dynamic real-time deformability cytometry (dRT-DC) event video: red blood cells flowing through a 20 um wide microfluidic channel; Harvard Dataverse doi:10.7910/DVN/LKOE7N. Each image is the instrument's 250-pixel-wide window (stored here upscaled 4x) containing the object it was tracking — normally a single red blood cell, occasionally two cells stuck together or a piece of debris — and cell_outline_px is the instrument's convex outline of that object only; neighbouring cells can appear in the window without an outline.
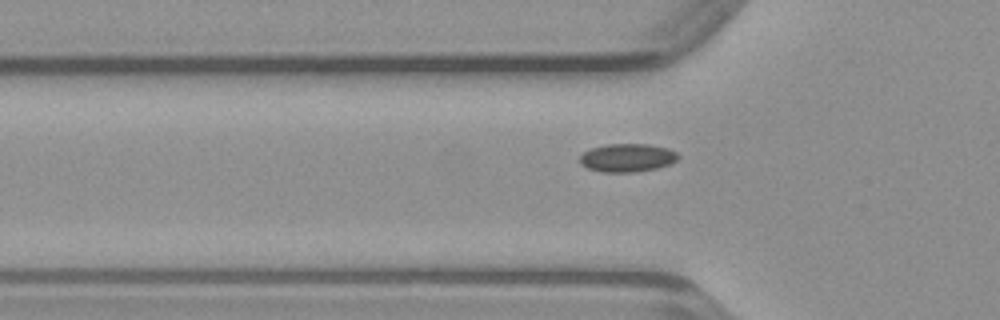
{"species": "common noctule bat (a hibernating species)", "species_latin": "Nyctalus noctula", "temperature_condition": "warm", "stored_images_in_passage": 33, "camera_frame_rate_fps": 3000, "um_per_image_px": 0.085, "animal": {"sex": "male", "body_mass_g": 23.1, "forearm_length_mm": 52.7}, "frame": {"image": 1, "passage_image": 9, "time_ms": 2.667, "image_size_px": [1000, 320], "cell_outline_px": [[680, 156], [676, 160], [668, 164], [656, 168], [632, 172], [604, 172], [588, 168], [580, 164], [580, 156], [584, 152], [592, 148], [608, 144], [648, 144], [668, 148], [676, 152]], "centroid_in_image_um": [53.32, 13.4], "position_along_channel_um": 72.5, "area_um2": 16.01}}
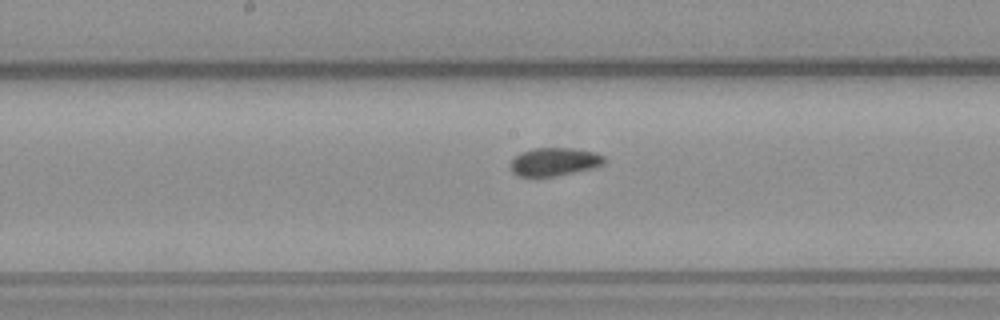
{"frame": {"image": 2, "passage_image": 18, "time_ms": 5.667, "image_size_px": [1000, 320], "cell_outline_px": [[604, 164], [592, 168], [556, 176], [516, 176], [512, 172], [512, 160], [520, 152], [532, 148], [572, 148], [596, 152], [604, 156]], "centroid_in_image_um": [47.13, 13.74], "position_along_channel_um": 201.1, "area_um2": 15.32}}
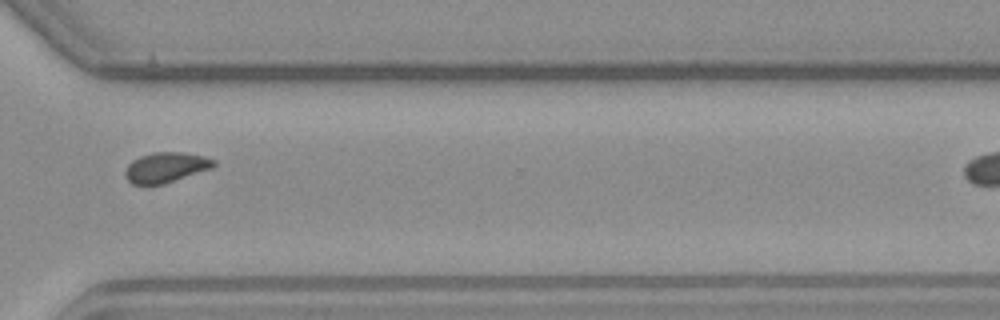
{"frame": {"image": 3, "passage_image": 29, "time_ms": 9.333, "image_size_px": [1000, 320], "cell_outline_px": [[216, 164], [212, 168], [164, 184], [132, 184], [124, 176], [124, 172], [128, 164], [132, 160], [140, 156], [152, 152], [184, 152], [204, 156], [216, 160]], "centroid_in_image_um": [14.09, 14.22], "position_along_channel_um": 356.5, "area_um2": 15.66}}